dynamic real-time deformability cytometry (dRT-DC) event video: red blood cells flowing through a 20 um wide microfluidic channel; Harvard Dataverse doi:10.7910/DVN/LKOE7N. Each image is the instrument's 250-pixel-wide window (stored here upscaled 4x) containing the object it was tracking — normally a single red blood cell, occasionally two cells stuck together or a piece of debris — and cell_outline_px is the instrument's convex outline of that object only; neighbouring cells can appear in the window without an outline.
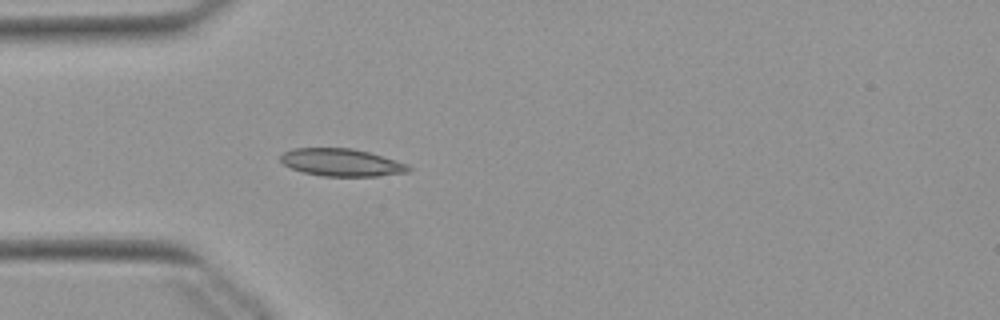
{"species": "Egyptian fruit bat (a non-hibernating species)", "species_latin": "Rousettus aegyptiacus", "temperature_condition": "warm", "stored_images_in_passage": 5, "camera_frame_rate_fps": 3000, "um_per_image_px": 0.085, "animal": {"sex": "female"}, "frame": {"image": 1, "passage_image": 1, "time_ms": 0.0, "image_size_px": [1000, 320], "cell_outline_px": [[412, 168], [408, 172], [376, 176], [324, 176], [304, 172], [292, 168], [284, 164], [280, 160], [280, 156], [284, 152], [292, 148], [352, 148], [368, 152], [408, 164]], "centroid_in_image_um": [29.03, 13.8], "position_along_channel_um": 56.0, "area_um2": 20.35}}
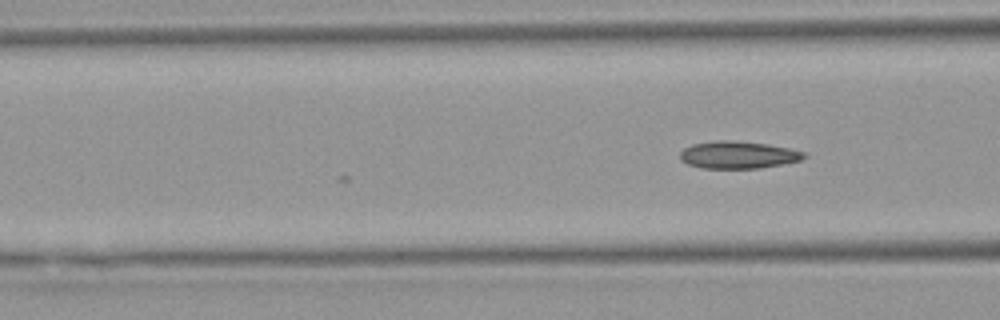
{"frame": {"image": 2, "passage_image": 5, "time_ms": 1.333, "image_size_px": [1000, 320], "cell_outline_px": [[808, 156], [800, 160], [760, 168], [700, 168], [688, 164], [680, 160], [680, 152], [684, 148], [692, 144], [712, 140], [736, 140], [768, 144], [788, 148], [804, 152]], "centroid_in_image_um": [62.7, 13.15], "position_along_channel_um": 103.9, "area_um2": 19.83}}